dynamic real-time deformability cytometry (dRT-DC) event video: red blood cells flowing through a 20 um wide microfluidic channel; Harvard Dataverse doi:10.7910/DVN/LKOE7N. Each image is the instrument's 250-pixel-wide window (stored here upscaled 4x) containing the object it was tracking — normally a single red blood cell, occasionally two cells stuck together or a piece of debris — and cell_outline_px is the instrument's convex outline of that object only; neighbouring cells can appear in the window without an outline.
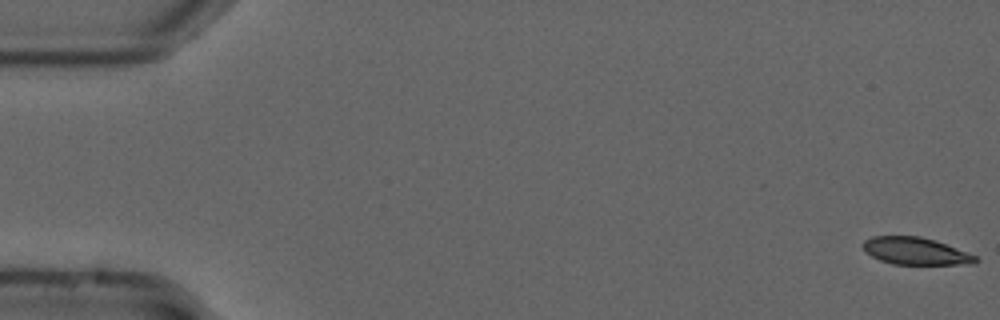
{"species": "common noctule bat (a hibernating species)", "species_latin": "Nyctalus noctula", "temperature_condition": "cold", "stored_images_in_passage": 17, "camera_frame_rate_fps": 3000, "um_per_image_px": 0.085, "animal": {"sex": "male", "forearm_length_mm": 52.5}, "frame": {"image": 1, "passage_image": 1, "time_ms": 0.0, "image_size_px": [1000, 320], "cell_outline_px": [[980, 260], [976, 264], [892, 264], [880, 260], [864, 252], [860, 244], [864, 240], [872, 236], [920, 236], [944, 244], [976, 256]], "centroid_in_image_um": [77.75, 21.34], "position_along_channel_um": 7.2, "area_um2": 17.8}}
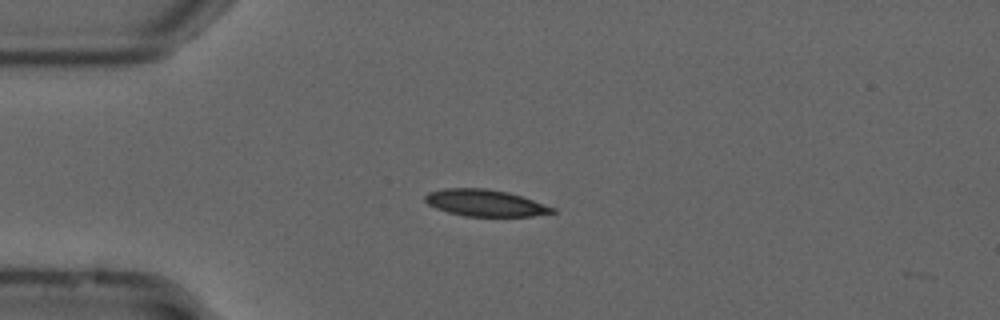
{"frame": {"image": 2, "passage_image": 14, "time_ms": 4.333, "image_size_px": [1000, 320], "cell_outline_px": [[556, 212], [532, 216], [464, 216], [448, 212], [436, 208], [428, 204], [424, 200], [424, 196], [428, 192], [444, 188], [484, 188], [508, 192], [556, 208]], "centroid_in_image_um": [41.21, 17.25], "position_along_channel_um": 43.8, "area_um2": 19.71}}